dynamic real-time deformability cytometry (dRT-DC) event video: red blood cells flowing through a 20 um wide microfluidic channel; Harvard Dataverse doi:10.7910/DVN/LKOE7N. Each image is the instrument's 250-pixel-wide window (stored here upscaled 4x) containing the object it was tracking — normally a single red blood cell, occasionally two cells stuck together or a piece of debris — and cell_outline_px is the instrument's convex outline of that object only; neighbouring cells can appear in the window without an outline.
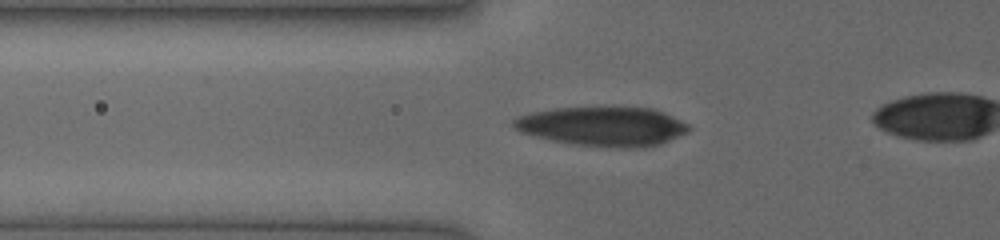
{"species": "human", "species_latin": "Homo sapiens", "temperature_condition": "cold", "stored_images_in_passage": 34, "camera_frame_rate_fps": 3000, "um_per_image_px": 0.085, "donor": {"sex": "female"}, "frame": {"image": 1, "passage_image": 2, "time_ms": 0.333, "image_size_px": [1000, 240], "cell_outline_px": [[692, 128], [688, 132], [660, 144], [624, 148], [572, 144], [552, 140], [520, 132], [512, 124], [512, 120], [520, 116], [532, 112], [556, 108], [652, 108], [664, 112], [688, 124]], "centroid_in_image_um": [51.24, 10.74], "position_along_channel_um": 74.6, "area_um2": 39.54}}
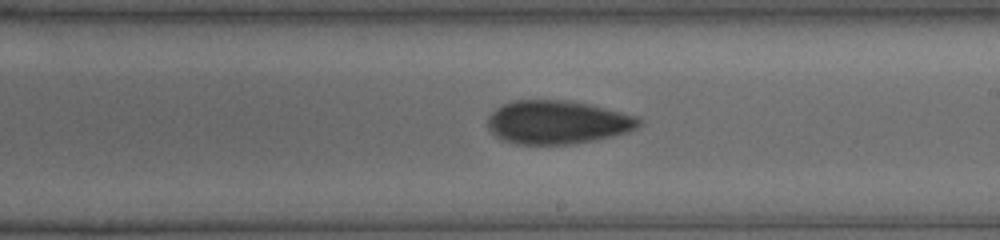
{"frame": {"image": 2, "passage_image": 17, "time_ms": 4.333, "image_size_px": [1000, 240], "cell_outline_px": [[640, 124], [636, 128], [628, 132], [612, 136], [572, 144], [516, 144], [504, 140], [496, 136], [488, 128], [488, 116], [496, 108], [512, 100], [572, 100], [636, 116], [640, 120]], "centroid_in_image_um": [47.35, 10.38], "position_along_channel_um": 241.6, "area_um2": 38.09}}
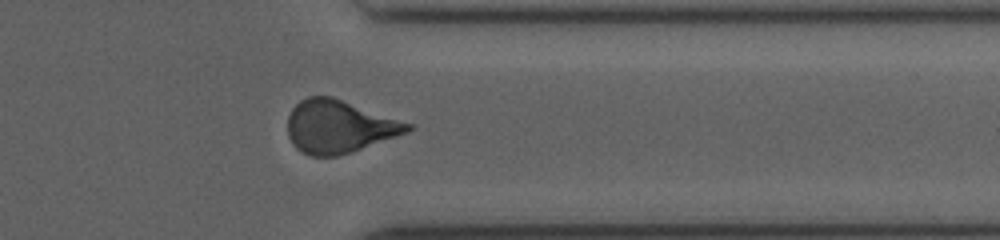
{"frame": {"image": 3, "passage_image": 29, "time_ms": 7.667, "image_size_px": [1000, 240], "cell_outline_px": [[412, 128], [408, 132], [352, 152], [336, 156], [312, 156], [296, 148], [292, 144], [288, 136], [288, 116], [292, 108], [300, 100], [308, 96], [332, 96], [412, 124]], "centroid_in_image_um": [28.8, 10.76], "position_along_channel_um": 382.6, "area_um2": 36.76}}